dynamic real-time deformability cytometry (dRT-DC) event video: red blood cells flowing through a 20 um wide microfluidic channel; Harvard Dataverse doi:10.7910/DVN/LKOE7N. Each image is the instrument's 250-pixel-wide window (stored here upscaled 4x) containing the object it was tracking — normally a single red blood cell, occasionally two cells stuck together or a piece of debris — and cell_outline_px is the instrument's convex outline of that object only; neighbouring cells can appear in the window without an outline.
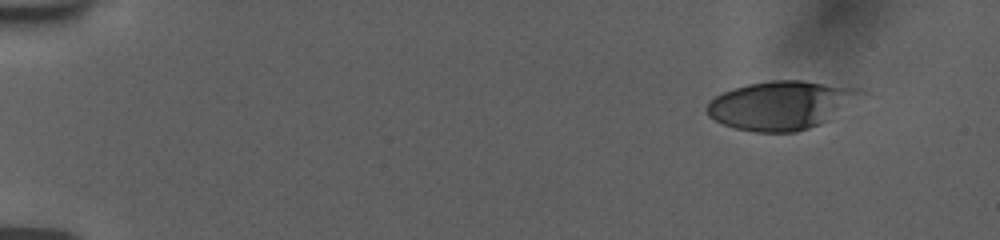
{"species": "human", "species_latin": "Homo sapiens", "temperature_condition": "room temperature", "stored_images_in_passage": 51, "camera_frame_rate_fps": 3000, "um_per_image_px": 0.085, "donor": {"sex": "female"}, "frame": {"image": 1, "passage_image": 1, "time_ms": 0.0, "image_size_px": [1000, 240], "cell_outline_px": [[868, 92], [828, 120], [820, 124], [796, 132], [756, 132], [736, 128], [724, 124], [708, 116], [704, 108], [708, 100], [724, 92], [748, 84], [772, 80], [800, 80], [860, 88]], "centroid_in_image_um": [66.39, 8.93], "position_along_channel_um": 18.6, "area_um2": 43.47}}
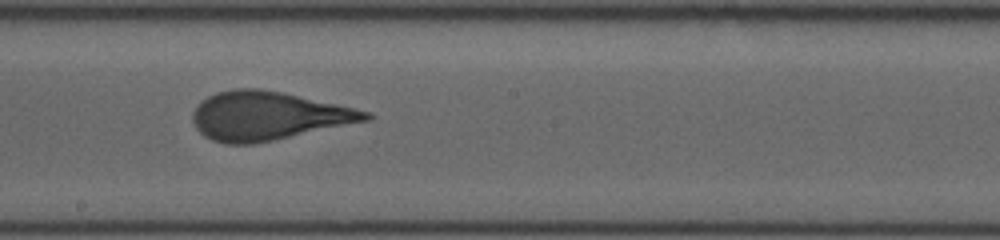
{"frame": {"image": 2, "passage_image": 28, "time_ms": 9.0, "image_size_px": [1000, 240], "cell_outline_px": [[376, 116], [368, 120], [272, 140], [252, 144], [228, 144], [212, 140], [204, 136], [196, 128], [192, 120], [192, 112], [208, 96], [216, 92], [232, 88], [260, 88], [280, 92], [336, 104], [372, 112]], "centroid_in_image_um": [22.75, 9.84], "position_along_channel_um": 225.5, "area_um2": 48.38}}
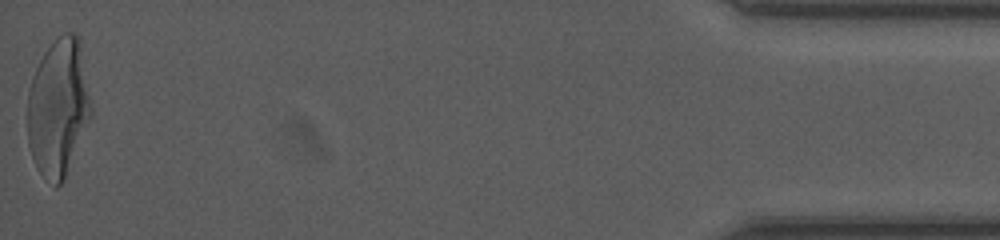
{"frame": {"image": 3, "passage_image": 51, "time_ms": 16.667, "image_size_px": [1000, 240], "cell_outline_px": [[92, 116], [64, 180], [56, 188], [36, 168], [28, 144], [28, 92], [36, 68], [44, 52], [64, 32], [72, 32], [80, 40], [92, 108]], "centroid_in_image_um": [4.97, 9.17], "position_along_channel_um": 430.2, "area_um2": 50.81}, "authors_computed_cell_mechanics": {"area_um2": 47.9162, "velocity_mm_per_s": 3.7667, "shape_relaxation_time_tau1_ms": 4.4213, "shape_relaxation_time_tau2_ms": 0.8327, "deformation_change_tau1": 0.2011, "deformation_change_tau2": 0.1057}}